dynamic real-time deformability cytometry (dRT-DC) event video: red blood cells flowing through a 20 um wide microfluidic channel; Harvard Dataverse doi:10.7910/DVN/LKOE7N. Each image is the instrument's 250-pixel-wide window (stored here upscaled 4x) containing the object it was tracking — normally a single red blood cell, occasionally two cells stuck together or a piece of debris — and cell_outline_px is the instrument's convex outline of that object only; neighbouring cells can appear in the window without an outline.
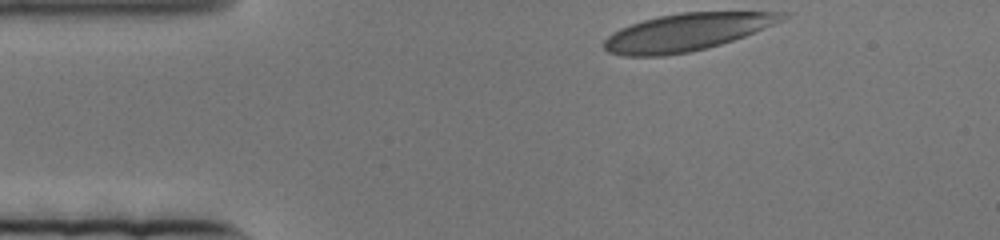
{"species": "human", "species_latin": "Homo sapiens", "temperature_condition": "cold", "stored_images_in_passage": 58, "camera_frame_rate_fps": 3000, "um_per_image_px": 0.085, "donor": {"sex": "female"}, "frame": {"image": 1, "passage_image": 1, "time_ms": 0.0, "image_size_px": [1000, 240], "cell_outline_px": [[792, 16], [784, 20], [744, 36], [720, 44], [688, 52], [664, 56], [624, 56], [608, 52], [604, 48], [604, 40], [612, 32], [620, 28], [644, 20], [660, 16], [680, 12], [792, 12]], "centroid_in_image_um": [58.39, 2.72], "position_along_channel_um": 26.6, "area_um2": 38.61}}
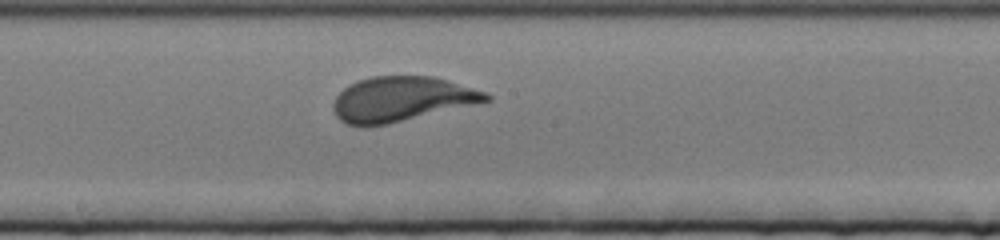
{"frame": {"image": 2, "passage_image": 32, "time_ms": 10.333, "image_size_px": [1000, 240], "cell_outline_px": [[492, 100], [388, 124], [368, 128], [364, 128], [348, 124], [340, 120], [336, 116], [332, 108], [332, 104], [336, 96], [348, 84], [356, 80], [372, 76], [432, 76], [448, 80], [488, 92], [492, 96]], "centroid_in_image_um": [34.1, 8.43], "position_along_channel_um": 214.1, "area_um2": 40.34}}
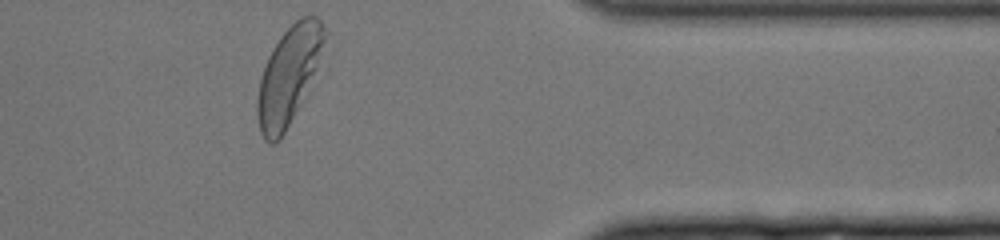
{"frame": {"image": 3, "passage_image": 57, "time_ms": 18.667, "image_size_px": [1000, 240], "cell_outline_px": [[328, 32], [316, 68], [300, 104], [284, 132], [276, 144], [268, 144], [264, 140], [260, 132], [256, 116], [256, 104], [260, 80], [268, 56], [272, 48], [280, 36], [296, 20], [304, 16], [316, 16], [328, 28]], "centroid_in_image_um": [24.52, 6.42], "position_along_channel_um": 386.9, "area_um2": 37.74}}